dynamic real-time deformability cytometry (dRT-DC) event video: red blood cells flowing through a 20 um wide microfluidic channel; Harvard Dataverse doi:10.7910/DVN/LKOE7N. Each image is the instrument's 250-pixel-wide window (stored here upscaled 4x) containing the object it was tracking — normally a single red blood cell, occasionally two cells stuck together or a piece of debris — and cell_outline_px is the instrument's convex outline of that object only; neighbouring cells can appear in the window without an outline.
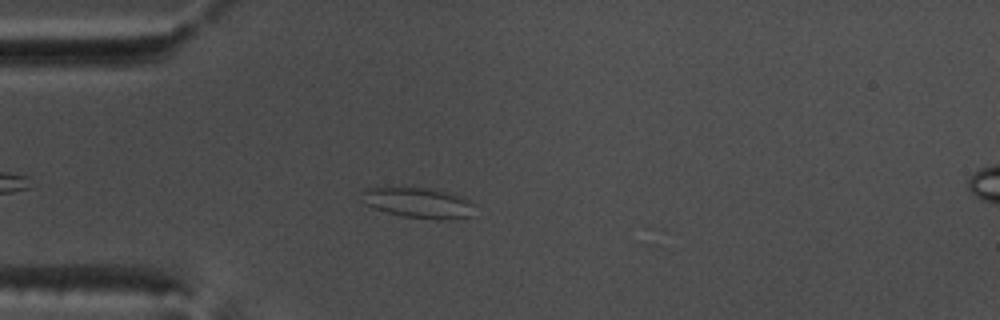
{"species": "common noctule bat (a hibernating species)", "species_latin": "Nyctalus noctula", "temperature_condition": "warm", "stored_images_in_passage": 44, "camera_frame_rate_fps": 3000, "um_per_image_px": 0.085, "animal": {"sex": "male", "body_mass_g": 17.5, "forearm_length_mm": 52.3}, "frame": {"image": 1, "passage_image": 5, "time_ms": 1.333, "image_size_px": [1000, 320], "cell_outline_px": [[472, 216], [440, 220], [436, 220], [400, 216], [372, 208], [364, 204], [364, 192], [368, 188], [432, 188], [460, 196], [472, 204]], "centroid_in_image_um": [35.55, 17.26], "position_along_channel_um": 49.4, "area_um2": 19.65}}
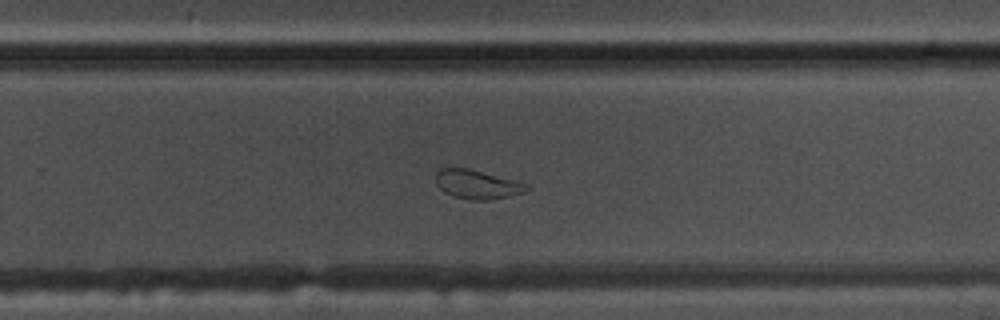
{"frame": {"image": 2, "passage_image": 25, "time_ms": 8.0, "image_size_px": [1000, 320], "cell_outline_px": [[532, 188], [524, 192], [508, 196], [488, 200], [472, 200], [452, 196], [444, 192], [436, 184], [436, 172], [440, 168], [468, 168], [512, 180], [524, 184]], "centroid_in_image_um": [40.5, 15.68], "position_along_channel_um": 289.3, "area_um2": 15.09}}
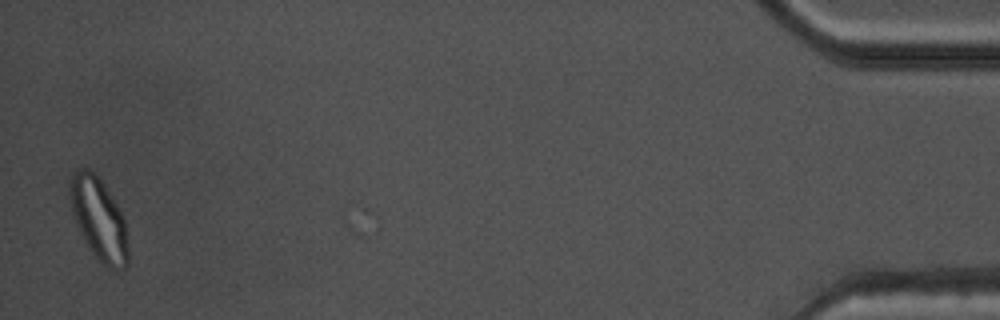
{"frame": {"image": 3, "passage_image": 43, "time_ms": 14.0, "image_size_px": [1000, 320], "cell_outline_px": [[128, 264], [120, 272], [116, 272], [96, 260], [84, 240], [76, 224], [72, 212], [68, 184], [72, 172], [80, 168], [88, 168], [100, 180], [112, 196], [124, 216], [128, 248]], "centroid_in_image_um": [8.4, 18.66], "position_along_channel_um": 426.8, "area_um2": 28.26}, "authors_computed_cell_mechanics": {"area_um2": 18.2937, "velocity_mm_per_s": 3.786, "shape_relaxation_time_tau1_ms": null, "shape_relaxation_time_tau2_ms": 1.1414, "deformation_change_tau1": null, "deformation_change_tau2": 0.0677}}